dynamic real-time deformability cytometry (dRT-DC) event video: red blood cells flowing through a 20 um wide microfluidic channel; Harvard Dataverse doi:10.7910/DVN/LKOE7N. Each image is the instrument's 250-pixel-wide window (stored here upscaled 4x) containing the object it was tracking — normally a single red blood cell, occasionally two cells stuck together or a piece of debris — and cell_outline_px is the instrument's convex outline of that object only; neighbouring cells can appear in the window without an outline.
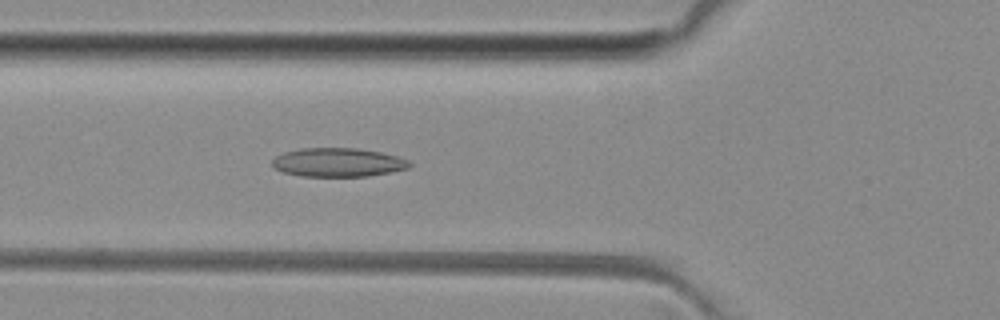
{"species": "common noctule bat (a hibernating species)", "species_latin": "Nyctalus noctula", "temperature_condition": "room temperature", "stored_images_in_passage": 37, "camera_frame_rate_fps": 3000, "um_per_image_px": 0.085, "animal": {"sex": "female", "body_mass_g": 29.2, "forearm_length_mm": 56.3}, "frame": {"image": 1, "passage_image": 8, "time_ms": 2.333, "image_size_px": [1000, 320], "cell_outline_px": [[412, 164], [408, 168], [368, 176], [304, 176], [284, 172], [276, 168], [272, 164], [272, 160], [276, 156], [284, 152], [300, 148], [356, 148], [380, 152], [400, 156], [408, 160]], "centroid_in_image_um": [28.75, 13.79], "position_along_channel_um": 97.1, "area_um2": 22.89}}
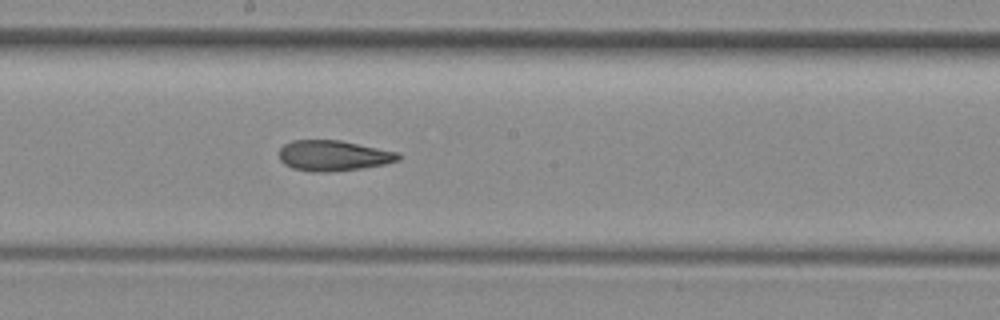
{"frame": {"image": 2, "passage_image": 17, "time_ms": 5.333, "image_size_px": [1000, 320], "cell_outline_px": [[400, 160], [384, 164], [360, 168], [328, 172], [312, 172], [292, 168], [284, 164], [280, 160], [280, 148], [284, 144], [292, 140], [340, 140], [400, 152]], "centroid_in_image_um": [28.34, 13.22], "position_along_channel_um": 219.9, "area_um2": 21.27}}
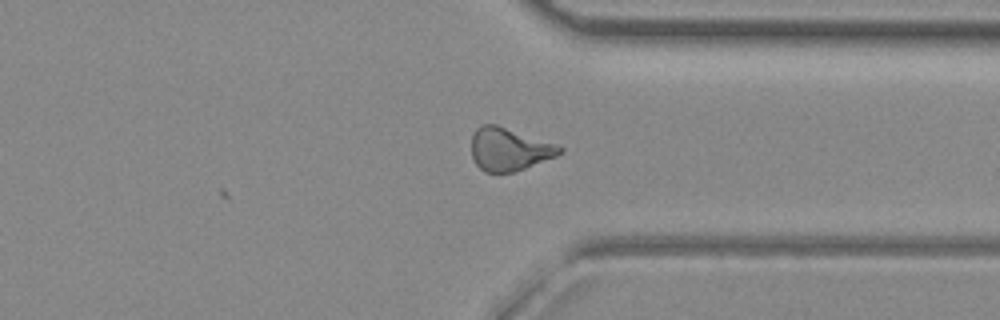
{"frame": {"image": 3, "passage_image": 28, "time_ms": 9.0, "image_size_px": [1000, 320], "cell_outline_px": [[564, 152], [556, 156], [524, 168], [512, 172], [484, 172], [476, 164], [472, 156], [472, 136], [476, 128], [480, 124], [496, 124], [564, 148]], "centroid_in_image_um": [43.23, 12.69], "position_along_channel_um": 368.2, "area_um2": 21.62}, "authors_computed_cell_mechanics": {"area_um2": 21.2704, "velocity_mm_per_s": 4.0779, "shape_relaxation_time_tau1_ms": null, "shape_relaxation_time_tau2_ms": 3.0214, "deformation_change_tau1": null, "deformation_change_tau2": 0.1077}}